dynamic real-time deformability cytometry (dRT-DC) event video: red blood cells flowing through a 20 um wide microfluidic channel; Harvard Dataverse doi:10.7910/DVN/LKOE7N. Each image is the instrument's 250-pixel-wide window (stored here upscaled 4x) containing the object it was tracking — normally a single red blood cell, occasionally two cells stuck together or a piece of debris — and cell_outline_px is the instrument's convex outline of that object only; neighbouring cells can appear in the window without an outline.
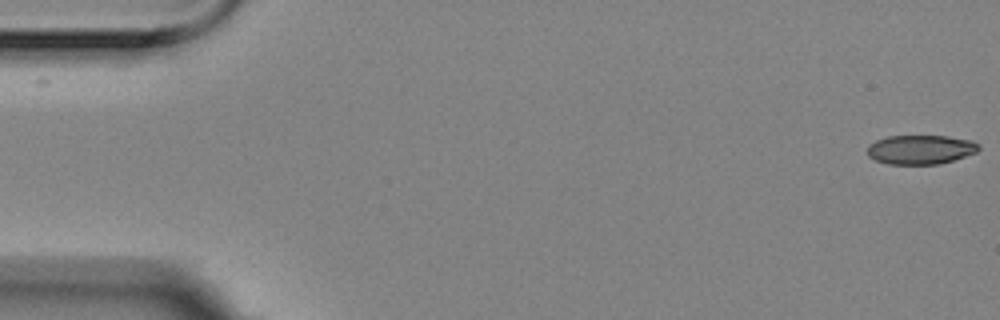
{"species": "Egyptian fruit bat (a non-hibernating species)", "species_latin": "Rousettus aegyptiacus", "temperature_condition": "room temperature", "stored_images_in_passage": 57, "camera_frame_rate_fps": 3000, "um_per_image_px": 0.085, "animal": {"sex": "female"}, "frame": {"image": 1, "passage_image": 1, "time_ms": 0.0, "image_size_px": [1000, 320], "cell_outline_px": [[980, 148], [976, 152], [952, 160], [936, 164], [888, 164], [876, 160], [868, 156], [868, 144], [876, 140], [888, 136], [948, 136], [972, 140], [980, 144]], "centroid_in_image_um": [78.24, 12.7], "position_along_channel_um": 6.8, "area_um2": 18.9}}
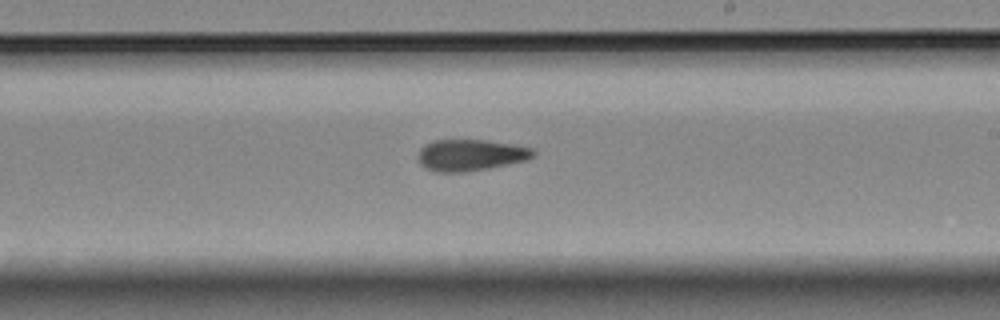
{"frame": {"image": 2, "passage_image": 33, "time_ms": 10.667, "image_size_px": [1000, 320], "cell_outline_px": [[536, 156], [524, 160], [508, 164], [488, 168], [464, 172], [436, 172], [424, 168], [420, 164], [416, 156], [420, 148], [424, 144], [432, 140], [484, 140], [512, 144], [532, 148], [536, 152]], "centroid_in_image_um": [39.94, 13.18], "position_along_channel_um": 249.1, "area_um2": 21.27}}
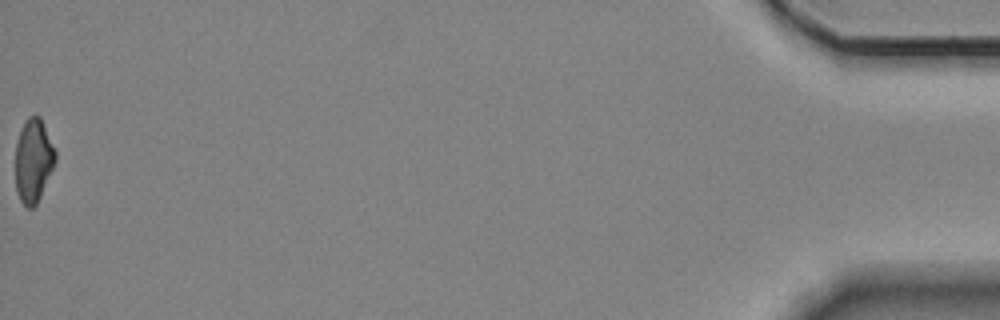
{"frame": {"image": 3, "passage_image": 57, "time_ms": 18.667, "image_size_px": [1000, 320], "cell_outline_px": [[56, 160], [40, 196], [36, 204], [32, 208], [28, 208], [20, 200], [16, 192], [16, 144], [20, 132], [28, 116], [40, 116], [56, 152]], "centroid_in_image_um": [2.83, 13.66], "position_along_channel_um": 432.4, "area_um2": 19.07}, "authors_computed_cell_mechanics": {"area_um2": 20.9236, "velocity_mm_per_s": 3.5321, "shape_relaxation_time_tau1_ms": null, "shape_relaxation_time_tau2_ms": 6.0593, "deformation_change_tau1": null, "deformation_change_tau2": 0.1512}}